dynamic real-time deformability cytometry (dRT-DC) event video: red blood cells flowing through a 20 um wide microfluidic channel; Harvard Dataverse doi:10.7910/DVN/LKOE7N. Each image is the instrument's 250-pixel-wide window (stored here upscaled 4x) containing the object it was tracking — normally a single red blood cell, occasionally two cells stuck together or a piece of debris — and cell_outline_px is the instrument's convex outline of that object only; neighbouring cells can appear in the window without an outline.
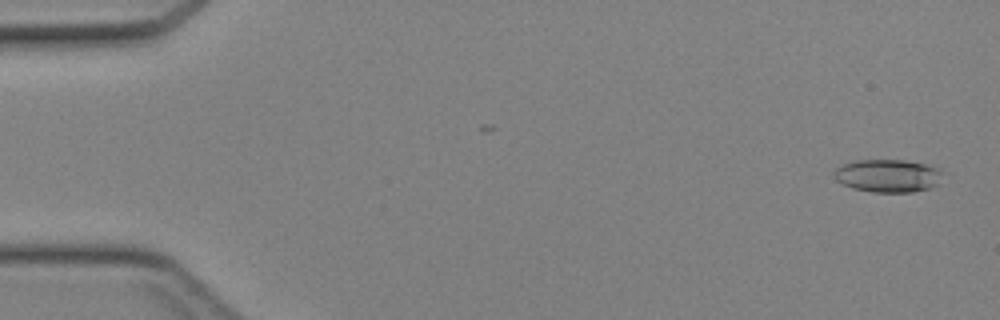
{"species": "Egyptian fruit bat (a non-hibernating species)", "species_latin": "Rousettus aegyptiacus", "temperature_condition": "cold", "stored_images_in_passage": 45, "camera_frame_rate_fps": 3000, "um_per_image_px": 0.085, "animal": {"sex": "female"}, "frame": {"image": 1, "passage_image": 2, "time_ms": 0.333, "image_size_px": [1000, 320], "cell_outline_px": [[944, 172], [936, 184], [928, 188], [912, 192], [872, 192], [852, 188], [836, 180], [832, 176], [832, 172], [836, 168], [844, 164], [856, 160], [904, 160], [924, 164], [940, 168]], "centroid_in_image_um": [75.44, 14.93], "position_along_channel_um": 9.6, "area_um2": 20.81}}
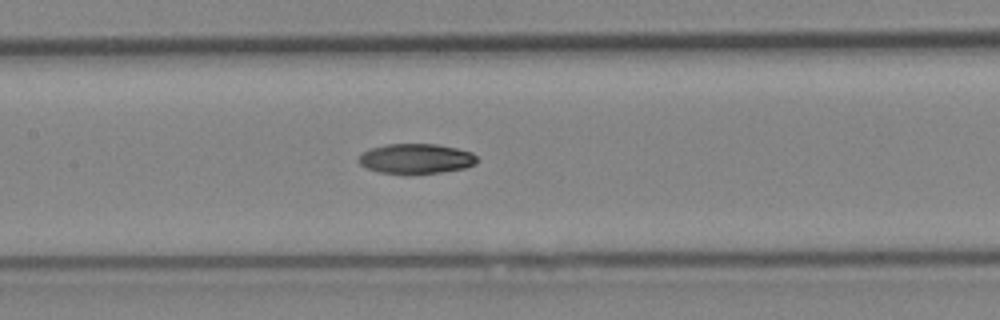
{"frame": {"image": 2, "passage_image": 22, "time_ms": 7.0, "image_size_px": [1000, 320], "cell_outline_px": [[480, 160], [476, 164], [464, 168], [440, 172], [380, 172], [368, 168], [360, 164], [356, 160], [368, 148], [384, 144], [436, 144], [456, 148], [472, 152]], "centroid_in_image_um": [35.38, 13.45], "position_along_channel_um": 172.0, "area_um2": 20.35}}
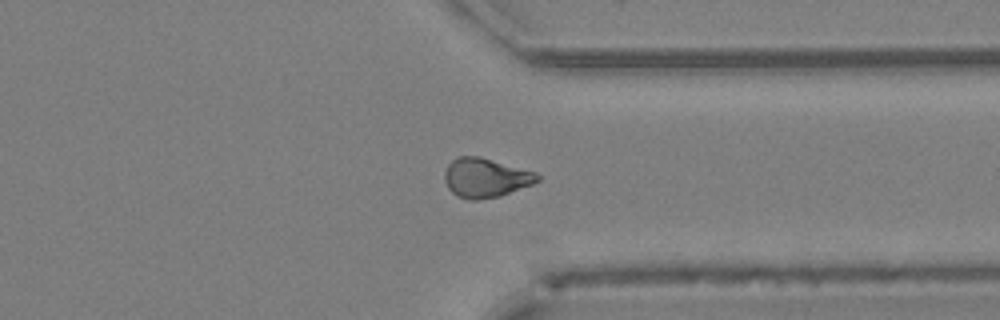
{"frame": {"image": 3, "passage_image": 35, "time_ms": 11.333, "image_size_px": [1000, 320], "cell_outline_px": [[540, 180], [532, 184], [500, 196], [476, 200], [468, 200], [456, 196], [448, 188], [444, 180], [444, 172], [448, 164], [456, 156], [480, 156], [536, 172], [540, 176]], "centroid_in_image_um": [41.25, 15.11], "position_along_channel_um": 370.2, "area_um2": 21.39}}